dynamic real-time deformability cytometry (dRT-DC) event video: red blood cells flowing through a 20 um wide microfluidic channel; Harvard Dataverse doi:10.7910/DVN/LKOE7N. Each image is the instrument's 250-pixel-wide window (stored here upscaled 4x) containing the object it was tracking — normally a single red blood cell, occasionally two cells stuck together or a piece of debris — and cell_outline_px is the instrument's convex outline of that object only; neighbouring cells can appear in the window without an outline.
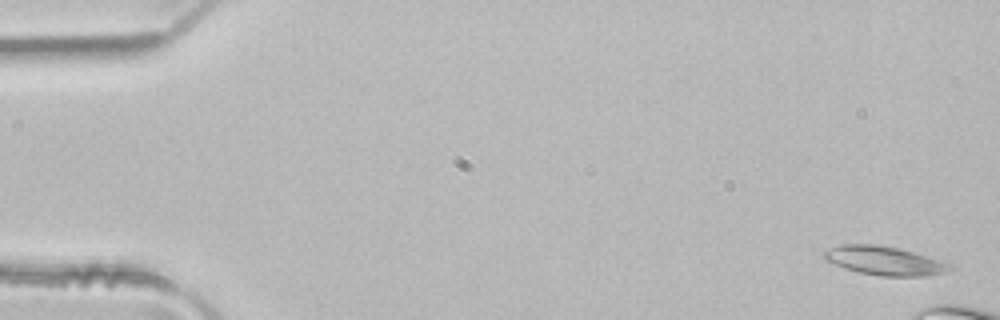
{"species": "common noctule bat (a hibernating species)", "species_latin": "Nyctalus noctula", "temperature_condition": "room temperature", "stored_images_in_passage": 5, "camera_frame_rate_fps": 3000, "um_per_image_px": 0.085, "animal": {"sex": "male", "body_mass_g": 21.5, "forearm_length_mm": 52.0}, "frame": {"image": 1, "passage_image": 1, "time_ms": 0.0, "image_size_px": [1000, 320], "cell_outline_px": [[956, 268], [944, 272], [928, 276], [880, 276], [860, 272], [844, 268], [824, 260], [820, 256], [824, 252], [840, 244], [876, 244], [896, 248], [928, 256], [952, 264]], "centroid_in_image_um": [75.18, 22.17], "position_along_channel_um": 9.8, "area_um2": 21.15}}